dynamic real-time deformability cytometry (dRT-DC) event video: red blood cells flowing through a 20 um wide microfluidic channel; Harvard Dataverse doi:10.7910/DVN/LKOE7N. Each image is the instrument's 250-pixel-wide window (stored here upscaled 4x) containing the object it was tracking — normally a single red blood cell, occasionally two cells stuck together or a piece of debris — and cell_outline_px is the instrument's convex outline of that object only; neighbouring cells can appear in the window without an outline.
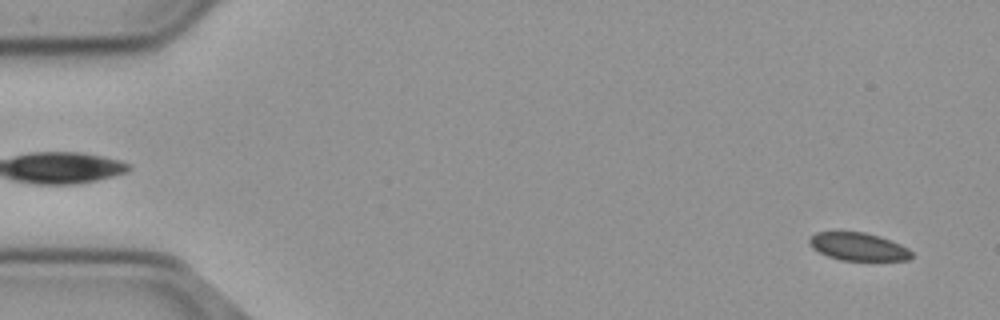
{"species": "common noctule bat (a hibernating species)", "species_latin": "Nyctalus noctula", "temperature_condition": "cold", "stored_images_in_passage": 54, "camera_frame_rate_fps": 3000, "um_per_image_px": 0.085, "animal": {"sex": "male", "body_mass_g": 23.1, "forearm_length_mm": 52.7}, "frame": {"image": 1, "passage_image": 1, "time_ms": 0.0, "image_size_px": [1000, 320], "cell_outline_px": [[912, 256], [908, 260], [840, 260], [828, 256], [812, 248], [808, 244], [808, 240], [816, 232], [864, 232], [880, 236], [900, 244], [908, 248], [912, 252]], "centroid_in_image_um": [72.95, 20.96], "position_along_channel_um": 12.1, "area_um2": 16.53}}
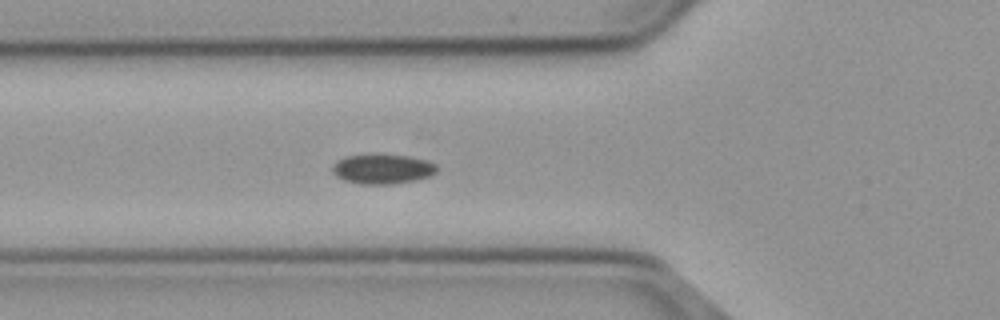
{"frame": {"image": 2, "passage_image": 18, "time_ms": 5.667, "image_size_px": [1000, 320], "cell_outline_px": [[436, 172], [432, 176], [416, 180], [392, 184], [360, 184], [344, 180], [336, 176], [332, 172], [332, 168], [336, 160], [344, 156], [376, 152], [408, 156], [424, 160], [436, 164]], "centroid_in_image_um": [32.48, 14.33], "position_along_channel_um": 93.3, "area_um2": 18.67}}
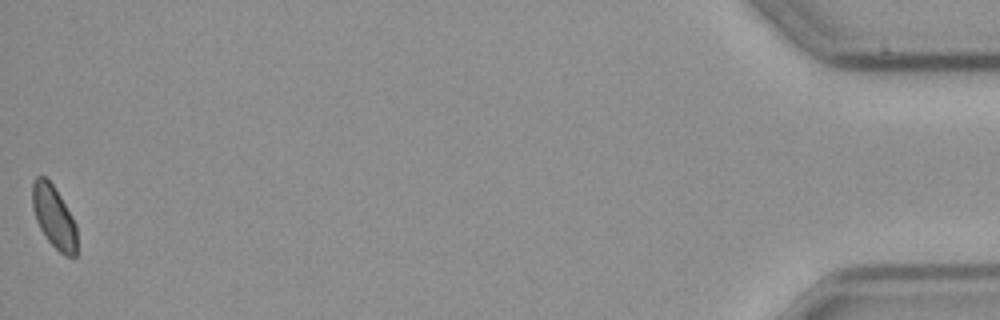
{"frame": {"image": 3, "passage_image": 54, "time_ms": 17.667, "image_size_px": [1000, 320], "cell_outline_px": [[76, 256], [64, 256], [44, 236], [36, 220], [32, 208], [32, 180], [36, 176], [44, 176], [52, 184], [60, 196], [72, 216], [76, 224]], "centroid_in_image_um": [4.56, 18.42], "position_along_channel_um": 430.6, "area_um2": 16.18}}